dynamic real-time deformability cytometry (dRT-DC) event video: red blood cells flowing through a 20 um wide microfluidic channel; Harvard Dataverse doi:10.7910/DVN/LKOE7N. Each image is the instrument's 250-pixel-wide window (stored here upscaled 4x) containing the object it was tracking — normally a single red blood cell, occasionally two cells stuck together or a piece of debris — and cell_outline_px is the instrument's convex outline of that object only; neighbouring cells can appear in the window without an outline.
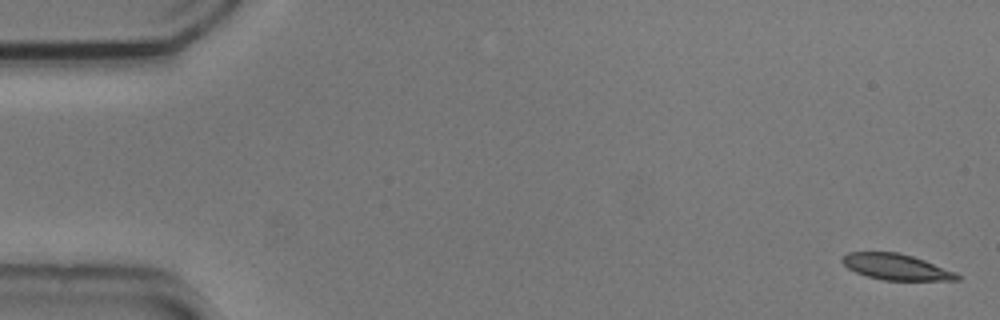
{"species": "common noctule bat (a hibernating species)", "species_latin": "Nyctalus noctula", "temperature_condition": "cold", "stored_images_in_passage": 5, "camera_frame_rate_fps": 3000, "um_per_image_px": 0.085, "animal": {"sex": "male", "body_mass_g": 20.5, "forearm_length_mm": 52.5}, "frame": {"image": 1, "passage_image": 1, "time_ms": 0.0, "image_size_px": [1000, 320], "cell_outline_px": [[960, 280], [884, 280], [868, 276], [856, 272], [848, 268], [840, 260], [848, 252], [896, 252], [912, 256], [924, 260], [956, 272], [960, 276]], "centroid_in_image_um": [76.18, 22.69], "position_along_channel_um": 8.8, "area_um2": 17.17}}
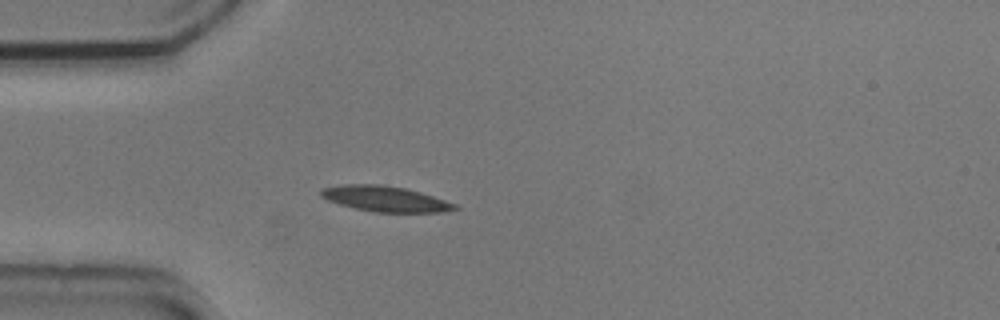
{"frame": {"image": 2, "passage_image": 5, "time_ms": 1.333, "image_size_px": [1000, 320], "cell_outline_px": [[460, 208], [440, 212], [376, 212], [356, 208], [340, 204], [328, 200], [320, 196], [320, 188], [344, 184], [380, 184], [404, 188], [420, 192], [456, 204]], "centroid_in_image_um": [32.71, 16.89], "position_along_channel_um": 52.3, "area_um2": 19.71}}